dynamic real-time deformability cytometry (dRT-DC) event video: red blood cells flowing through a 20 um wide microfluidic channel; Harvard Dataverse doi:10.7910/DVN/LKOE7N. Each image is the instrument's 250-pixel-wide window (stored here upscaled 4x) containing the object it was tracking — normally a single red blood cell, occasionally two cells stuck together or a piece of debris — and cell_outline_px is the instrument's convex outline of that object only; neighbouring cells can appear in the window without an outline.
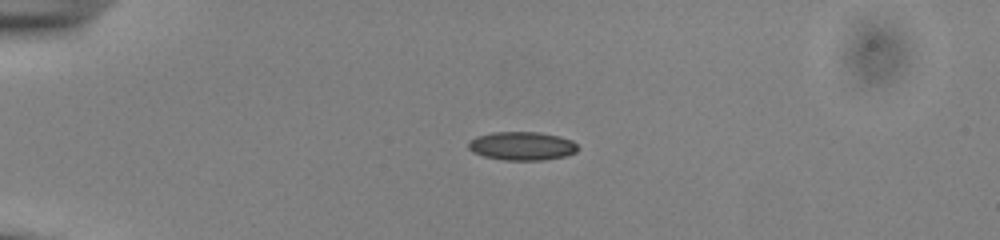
{"species": "common noctule bat (a hibernating species)", "species_latin": "Nyctalus noctula", "temperature_condition": "cold", "stored_images_in_passage": 41, "camera_frame_rate_fps": 3000, "um_per_image_px": 0.085, "animal": {"sex": "male", "body_mass_g": 13.0, "forearm_length_mm": 53.1}, "frame": {"image": 1, "passage_image": 1, "time_ms": 0.0, "image_size_px": [1000, 240], "cell_outline_px": [[580, 148], [576, 152], [564, 156], [544, 160], [504, 160], [484, 156], [472, 152], [468, 148], [468, 140], [476, 136], [492, 132], [540, 132], [560, 136], [572, 140]], "centroid_in_image_um": [44.36, 12.4], "position_along_channel_um": 40.6, "area_um2": 18.38}}
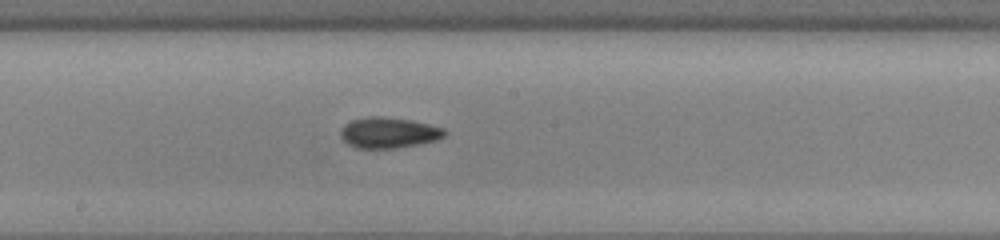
{"frame": {"image": 2, "passage_image": 18, "time_ms": 5.667, "image_size_px": [1000, 240], "cell_outline_px": [[444, 136], [436, 140], [420, 144], [396, 148], [356, 148], [348, 144], [340, 136], [340, 128], [344, 124], [352, 120], [368, 116], [380, 116], [412, 120], [444, 128]], "centroid_in_image_um": [33.0, 11.27], "position_along_channel_um": 215.2, "area_um2": 18.67}}
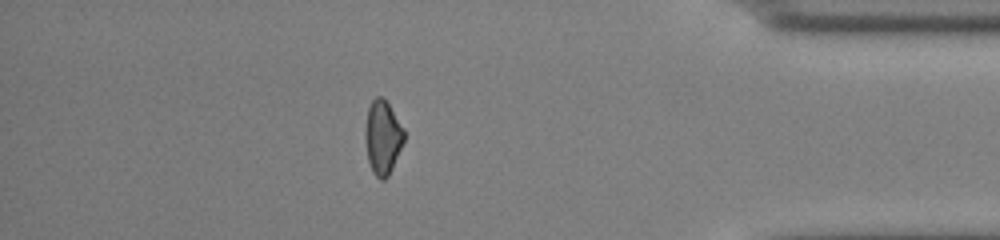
{"frame": {"image": 3, "passage_image": 35, "time_ms": 11.333, "image_size_px": [1000, 240], "cell_outline_px": [[404, 140], [392, 168], [388, 176], [384, 180], [380, 180], [372, 172], [368, 160], [364, 140], [364, 132], [368, 108], [372, 100], [376, 96], [380, 96], [388, 104], [404, 128]], "centroid_in_image_um": [32.5, 11.69], "position_along_channel_um": 402.7, "area_um2": 16.7}, "authors_computed_cell_mechanics": {"area_um2": 17.6868, "velocity_mm_per_s": 3.8547, "shape_relaxation_time_tau1_ms": 9.5452, "shape_relaxation_time_tau2_ms": 4.108, "deformation_change_tau1": 0.1267, "deformation_change_tau2": 0.0927}}